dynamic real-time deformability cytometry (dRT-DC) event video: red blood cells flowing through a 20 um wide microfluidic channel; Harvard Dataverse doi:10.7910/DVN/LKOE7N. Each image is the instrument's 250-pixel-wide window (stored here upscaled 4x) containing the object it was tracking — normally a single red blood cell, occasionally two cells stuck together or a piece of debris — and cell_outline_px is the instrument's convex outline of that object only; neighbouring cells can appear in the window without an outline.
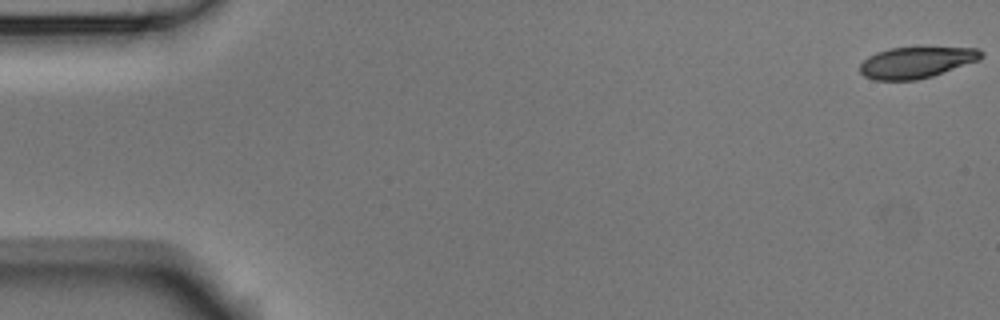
{"species": "Egyptian fruit bat (a non-hibernating species)", "species_latin": "Rousettus aegyptiacus", "temperature_condition": "room temperature", "stored_images_in_passage": 5, "camera_frame_rate_fps": 3000, "um_per_image_px": 0.085, "animal": {"sex": "male"}, "frame": {"image": 1, "passage_image": 1, "time_ms": 0.0, "image_size_px": [1000, 320], "cell_outline_px": [[984, 56], [980, 60], [932, 76], [916, 80], [876, 80], [864, 76], [860, 72], [860, 64], [868, 56], [876, 52], [888, 48], [916, 44], [980, 48], [984, 52]], "centroid_in_image_um": [77.96, 5.23], "position_along_channel_um": 7.0, "area_um2": 23.35}}
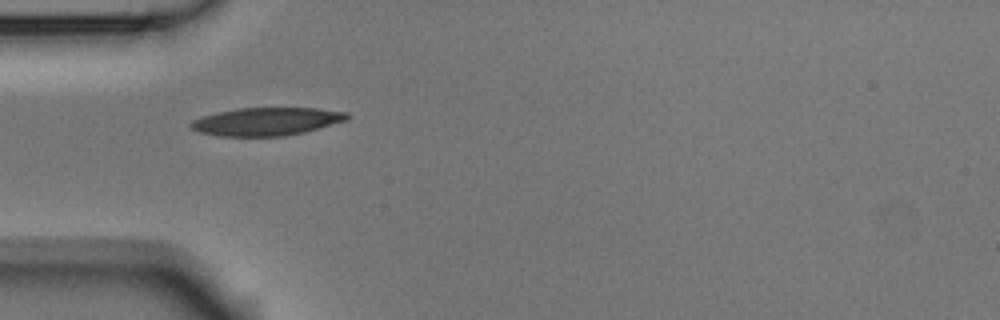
{"frame": {"image": 2, "passage_image": 5, "time_ms": 1.333, "image_size_px": [1000, 320], "cell_outline_px": [[352, 116], [348, 120], [304, 132], [284, 136], [220, 136], [200, 132], [192, 128], [188, 124], [192, 120], [204, 116], [220, 112], [240, 108], [316, 108], [348, 112]], "centroid_in_image_um": [22.71, 10.32], "position_along_channel_um": 62.3, "area_um2": 25.37}}